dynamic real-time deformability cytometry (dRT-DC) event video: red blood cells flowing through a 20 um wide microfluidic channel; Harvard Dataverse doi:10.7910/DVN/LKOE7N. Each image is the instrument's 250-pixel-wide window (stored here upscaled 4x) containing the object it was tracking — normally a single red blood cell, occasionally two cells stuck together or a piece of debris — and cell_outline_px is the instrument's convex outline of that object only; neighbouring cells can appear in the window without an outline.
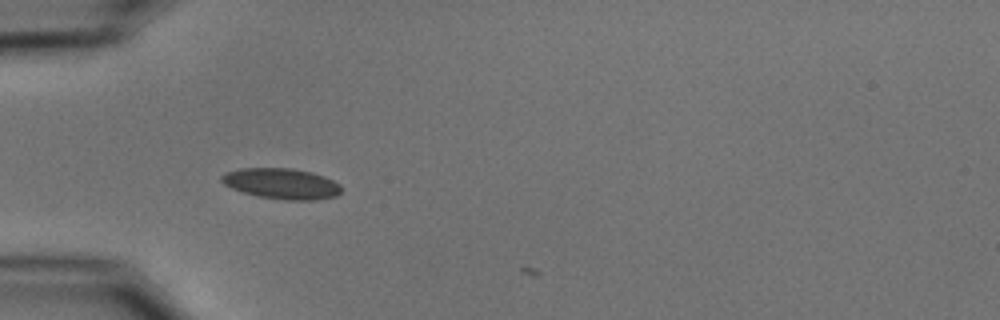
{"species": "common noctule bat (a hibernating species)", "species_latin": "Nyctalus noctula", "temperature_condition": "cold", "stored_images_in_passage": 4, "camera_frame_rate_fps": 3000, "um_per_image_px": 0.085, "animal": {"sex": "male", "body_mass_g": 15.6}, "frame": {"image": 1, "passage_image": 3, "time_ms": 0.667, "image_size_px": [1000, 320], "cell_outline_px": [[340, 192], [336, 196], [316, 200], [284, 200], [260, 196], [244, 192], [232, 188], [224, 184], [220, 180], [220, 176], [224, 172], [240, 168], [292, 168], [312, 172], [324, 176], [340, 184]], "centroid_in_image_um": [23.92, 15.6], "position_along_channel_um": 61.1, "area_um2": 21.44}}